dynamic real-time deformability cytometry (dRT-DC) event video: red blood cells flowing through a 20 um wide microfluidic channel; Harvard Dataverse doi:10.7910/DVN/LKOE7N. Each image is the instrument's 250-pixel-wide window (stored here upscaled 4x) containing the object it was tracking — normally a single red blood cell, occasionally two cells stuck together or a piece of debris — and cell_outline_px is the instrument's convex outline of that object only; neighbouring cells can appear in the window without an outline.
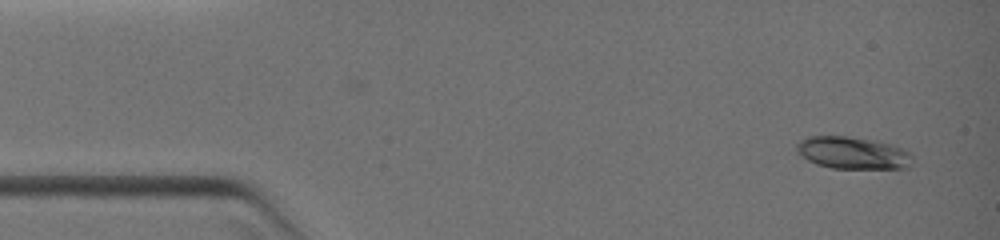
{"species": "common noctule bat (a hibernating species)", "species_latin": "Nyctalus noctula", "temperature_condition": "warm", "stored_images_in_passage": 13, "camera_frame_rate_fps": 3000, "um_per_image_px": 0.085, "animal": {"sex": "female", "body_mass_g": 19.0, "forearm_length_mm": 51.5}, "frame": {"image": 1, "passage_image": 1, "time_ms": 0.0, "image_size_px": [1000, 240], "cell_outline_px": [[912, 164], [908, 168], [832, 168], [816, 164], [808, 160], [796, 152], [796, 144], [800, 140], [808, 136], [848, 136], [876, 140], [892, 144], [912, 152]], "centroid_in_image_um": [72.5, 12.99], "position_along_channel_um": 12.5, "area_um2": 22.02}}
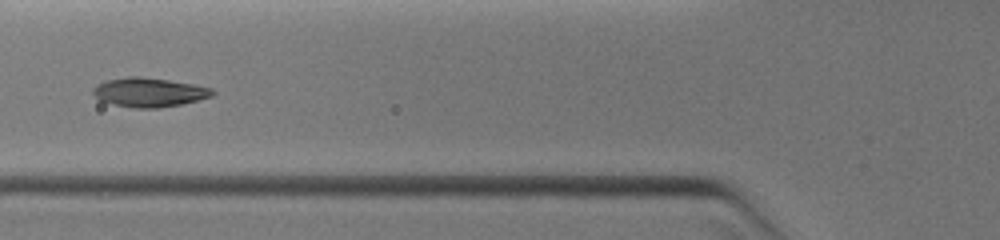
{"frame": {"image": 2, "passage_image": 10, "time_ms": 4.333, "image_size_px": [1000, 240], "cell_outline_px": [[216, 92], [212, 96], [180, 104], [156, 108], [136, 108], [116, 104], [100, 100], [92, 92], [92, 88], [96, 84], [104, 80], [128, 76], [140, 76], [196, 84], [212, 88]], "centroid_in_image_um": [12.67, 7.82], "position_along_channel_um": 113.1, "area_um2": 20.23}}
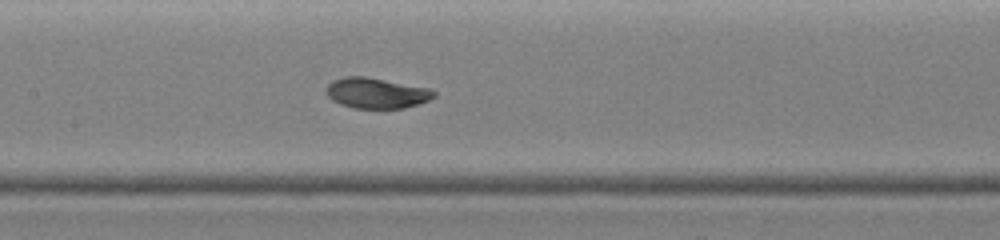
{"frame": {"image": 3, "passage_image": 13, "time_ms": 5.667, "image_size_px": [1000, 240], "cell_outline_px": [[436, 96], [428, 100], [404, 108], [352, 108], [340, 104], [332, 100], [328, 96], [324, 88], [332, 80], [344, 76], [364, 76], [432, 88], [436, 92]], "centroid_in_image_um": [31.98, 7.9], "position_along_channel_um": 175.4, "area_um2": 19.36}}